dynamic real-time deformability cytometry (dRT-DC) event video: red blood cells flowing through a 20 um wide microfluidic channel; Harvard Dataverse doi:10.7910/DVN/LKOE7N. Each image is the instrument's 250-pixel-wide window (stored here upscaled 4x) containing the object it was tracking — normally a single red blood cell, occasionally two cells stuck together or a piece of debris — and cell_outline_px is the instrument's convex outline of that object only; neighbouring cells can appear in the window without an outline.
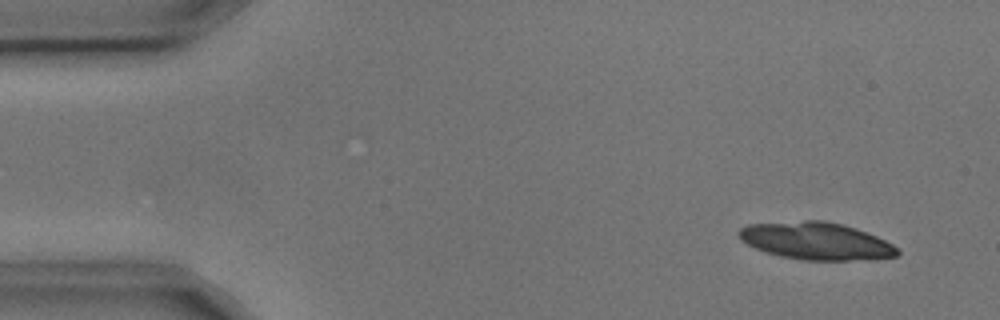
{"species": "common noctule bat (a hibernating species)", "species_latin": "Nyctalus noctula", "temperature_condition": "cold", "stored_images_in_passage": 8, "camera_frame_rate_fps": 3000, "um_per_image_px": 0.085, "animal": {"sex": "male", "body_mass_g": 17.9, "forearm_length_mm": 54.2}, "frame": {"image": 1, "passage_image": 1, "time_ms": 0.0, "image_size_px": [1000, 320], "cell_outline_px": [[900, 252], [896, 256], [872, 260], [804, 260], [780, 256], [756, 248], [740, 240], [736, 232], [740, 228], [748, 224], [804, 220], [824, 220], [856, 228], [876, 236], [892, 244]], "centroid_in_image_um": [69.36, 20.48], "position_along_channel_um": 15.6, "area_um2": 34.56}}
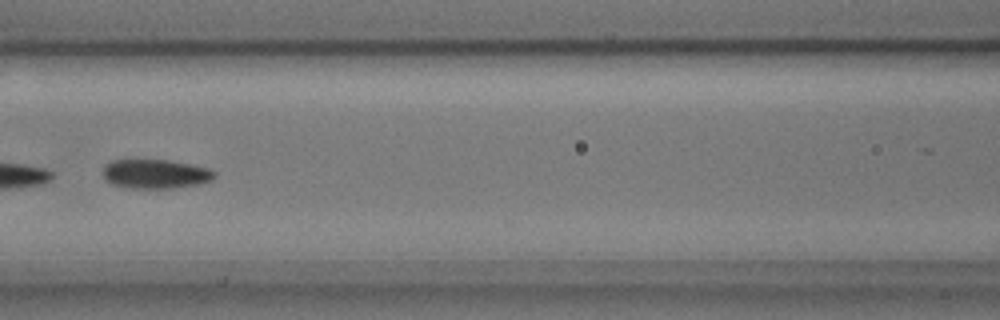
{"frame": {"image": 2, "passage_image": 7, "time_ms": 2.0, "image_size_px": [1000, 320], "cell_outline_px": [[216, 176], [212, 180], [200, 184], [172, 188], [128, 188], [112, 184], [104, 180], [104, 164], [112, 160], [168, 160], [208, 168], [216, 172]], "centroid_in_image_um": [13.2, 14.79], "position_along_channel_um": 153.4, "area_um2": 19.02}}
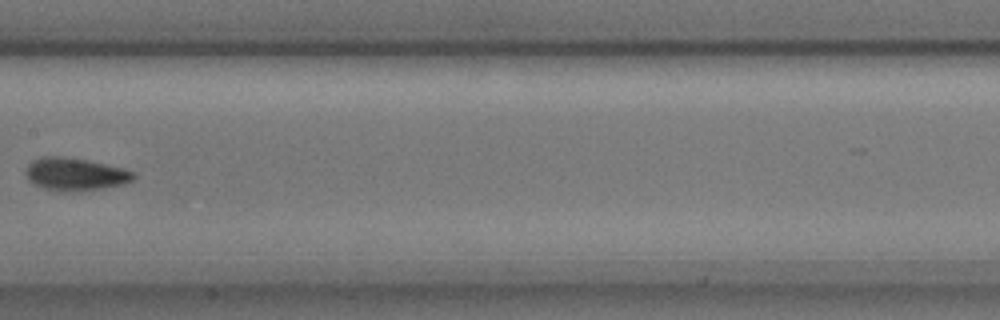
{"frame": {"image": 3, "passage_image": 8, "time_ms": 2.333, "image_size_px": [1000, 320], "cell_outline_px": [[136, 176], [132, 180], [124, 184], [100, 188], [44, 188], [28, 180], [24, 172], [28, 164], [32, 160], [44, 156], [64, 156], [88, 160], [136, 172]], "centroid_in_image_um": [6.38, 14.74], "position_along_channel_um": 201.0, "area_um2": 19.59}}